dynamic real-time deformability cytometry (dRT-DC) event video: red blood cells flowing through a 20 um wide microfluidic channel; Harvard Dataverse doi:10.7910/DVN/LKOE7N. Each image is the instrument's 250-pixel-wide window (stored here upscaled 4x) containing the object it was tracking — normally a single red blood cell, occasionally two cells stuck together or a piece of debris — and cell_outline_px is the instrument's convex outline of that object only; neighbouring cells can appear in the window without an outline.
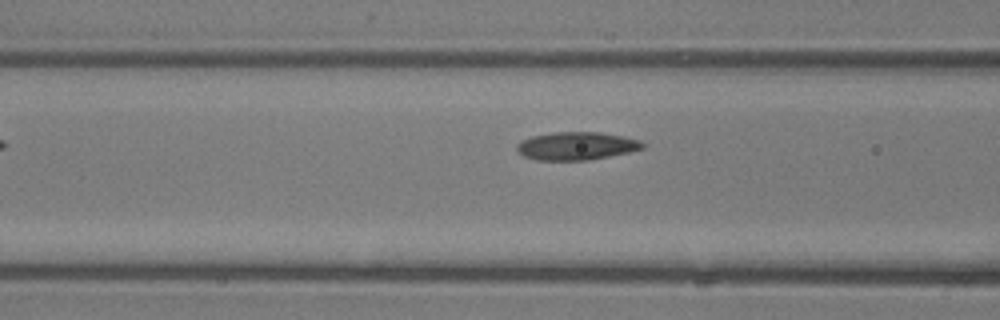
{"species": "common noctule bat (a hibernating species)", "species_latin": "Nyctalus noctula", "temperature_condition": "room temperature", "stored_images_in_passage": 4, "camera_frame_rate_fps": 3000, "um_per_image_px": 0.085, "animal": {"sex": "male", "body_mass_g": 13.3}, "frame": {"image": 1, "passage_image": 3, "time_ms": 0.667, "image_size_px": [1000, 320], "cell_outline_px": [[644, 148], [628, 152], [588, 160], [536, 160], [524, 156], [516, 148], [516, 144], [520, 140], [532, 136], [552, 132], [600, 132], [640, 140], [644, 144]], "centroid_in_image_um": [48.96, 12.4], "position_along_channel_um": 117.6, "area_um2": 20.4}}